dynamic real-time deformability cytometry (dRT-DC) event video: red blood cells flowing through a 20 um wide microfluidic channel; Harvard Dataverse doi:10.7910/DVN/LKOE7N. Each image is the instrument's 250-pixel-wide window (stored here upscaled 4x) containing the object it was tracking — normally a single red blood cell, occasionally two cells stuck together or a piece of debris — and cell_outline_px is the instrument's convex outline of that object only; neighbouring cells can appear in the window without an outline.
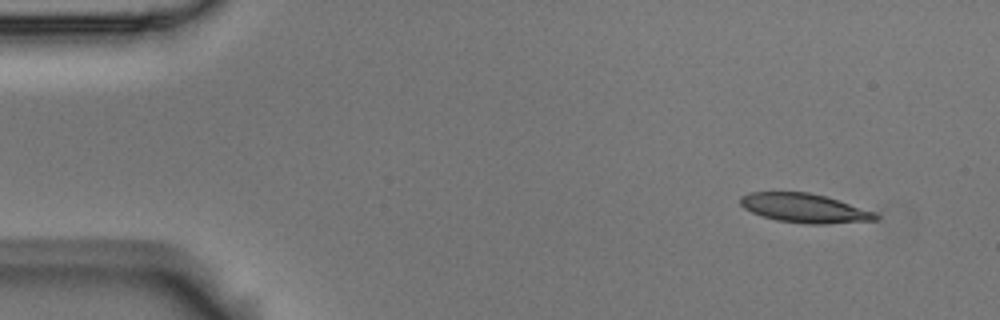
{"species": "Egyptian fruit bat (a non-hibernating species)", "species_latin": "Rousettus aegyptiacus", "temperature_condition": "room temperature", "stored_images_in_passage": 3, "camera_frame_rate_fps": 3000, "um_per_image_px": 0.085, "animal": {"sex": "male"}, "frame": {"image": 1, "passage_image": 1, "time_ms": 0.0, "image_size_px": [1000, 320], "cell_outline_px": [[880, 216], [876, 220], [824, 224], [808, 224], [776, 220], [752, 212], [744, 208], [740, 204], [740, 196], [748, 192], [808, 192], [824, 196], [876, 212]], "centroid_in_image_um": [68.37, 17.69], "position_along_channel_um": 16.6, "area_um2": 22.77}}
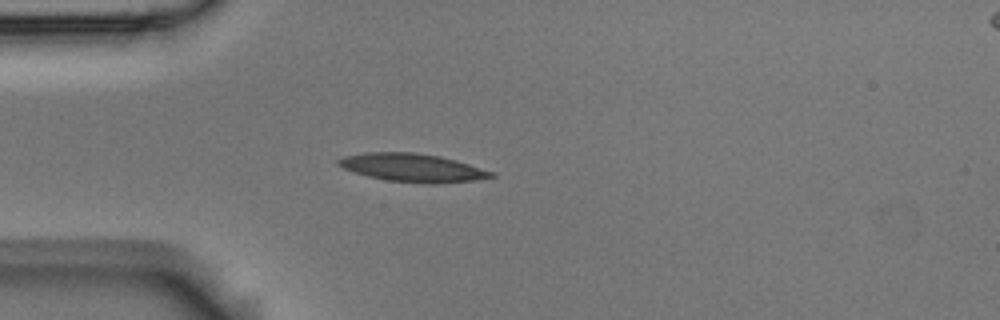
{"frame": {"image": 2, "passage_image": 3, "time_ms": 0.667, "image_size_px": [1000, 320], "cell_outline_px": [[496, 176], [472, 180], [436, 184], [428, 184], [388, 180], [368, 176], [344, 168], [336, 164], [336, 160], [344, 156], [364, 152], [412, 152], [440, 156], [456, 160], [496, 172]], "centroid_in_image_um": [35.08, 14.25], "position_along_channel_um": 49.9, "area_um2": 25.09}}